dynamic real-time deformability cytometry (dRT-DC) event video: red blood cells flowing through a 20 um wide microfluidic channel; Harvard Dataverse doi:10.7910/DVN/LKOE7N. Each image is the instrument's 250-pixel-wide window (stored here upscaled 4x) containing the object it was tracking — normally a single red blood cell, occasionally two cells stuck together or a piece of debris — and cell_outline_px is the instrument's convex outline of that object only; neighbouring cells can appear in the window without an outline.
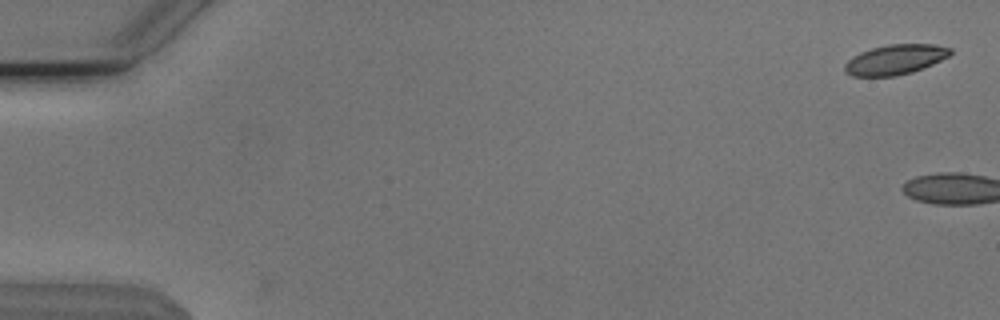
{"species": "Egyptian fruit bat (a non-hibernating species)", "species_latin": "Rousettus aegyptiacus", "temperature_condition": "cold", "stored_images_in_passage": 10, "camera_frame_rate_fps": 3000, "um_per_image_px": 0.085, "animal": {"sex": "male"}, "frame": {"image": 1, "passage_image": 2, "time_ms": 0.333, "image_size_px": [1000, 320], "cell_outline_px": [[952, 52], [948, 56], [932, 64], [912, 72], [896, 76], [852, 76], [844, 72], [844, 64], [852, 56], [860, 52], [872, 48], [888, 44], [936, 44], [952, 48]], "centroid_in_image_um": [76.07, 5.06], "position_along_channel_um": 8.9, "area_um2": 18.5}}